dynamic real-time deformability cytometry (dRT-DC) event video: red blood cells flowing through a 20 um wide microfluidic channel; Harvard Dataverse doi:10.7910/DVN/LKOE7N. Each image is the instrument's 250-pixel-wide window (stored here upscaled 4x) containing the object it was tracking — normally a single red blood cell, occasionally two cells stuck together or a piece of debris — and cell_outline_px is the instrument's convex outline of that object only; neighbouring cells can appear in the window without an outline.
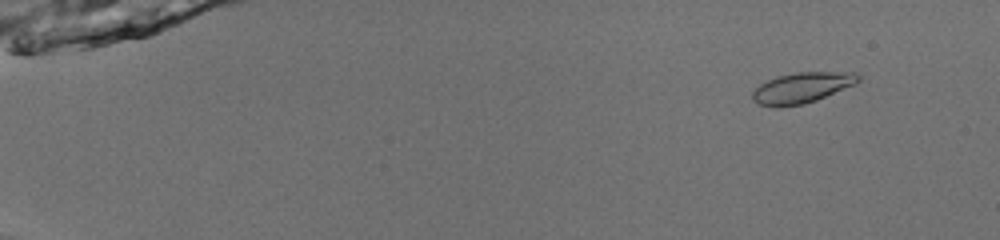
{"species": "common noctule bat (a hibernating species)", "species_latin": "Nyctalus noctula", "temperature_condition": "room temperature", "stored_images_in_passage": 53, "camera_frame_rate_fps": 3000, "um_per_image_px": 0.085, "animal": {"sex": "male", "body_mass_g": 13.0, "forearm_length_mm": 53.1}, "frame": {"image": 1, "passage_image": 6, "time_ms": 1.667, "image_size_px": [1000, 240], "cell_outline_px": [[860, 80], [856, 84], [816, 100], [804, 104], [776, 108], [756, 104], [752, 100], [752, 92], [760, 84], [768, 80], [780, 76], [796, 72], [856, 72], [860, 76]], "centroid_in_image_um": [68.15, 7.47], "position_along_channel_um": 16.8, "area_um2": 19.02}}
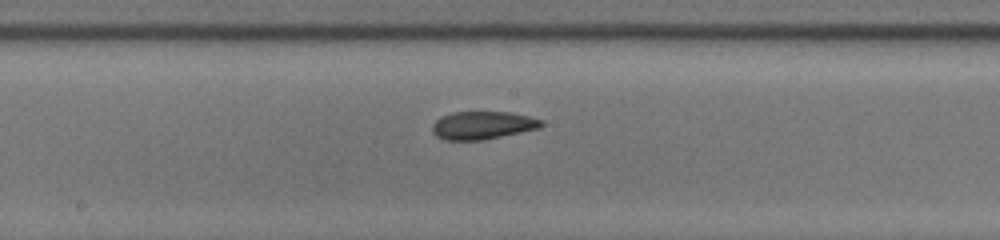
{"frame": {"image": 2, "passage_image": 31, "time_ms": 10.0, "image_size_px": [1000, 240], "cell_outline_px": [[544, 124], [540, 128], [484, 140], [444, 140], [436, 136], [432, 132], [432, 124], [440, 116], [452, 112], [512, 112], [544, 120]], "centroid_in_image_um": [41.02, 10.65], "position_along_channel_um": 207.2, "area_um2": 17.98}}
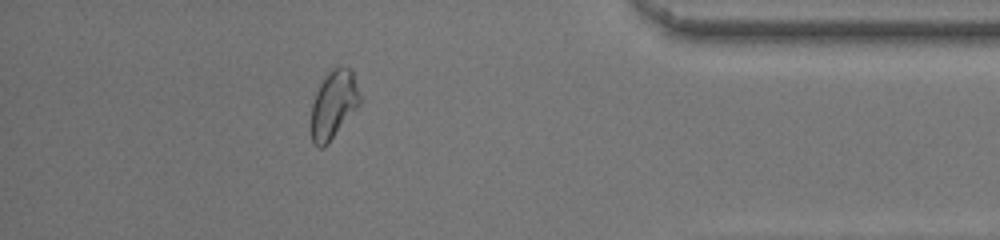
{"frame": {"image": 3, "passage_image": 48, "time_ms": 15.667, "image_size_px": [1000, 240], "cell_outline_px": [[360, 104], [328, 144], [324, 148], [320, 148], [312, 140], [312, 104], [316, 92], [320, 84], [328, 72], [332, 68], [352, 68], [360, 96]], "centroid_in_image_um": [28.37, 8.89], "position_along_channel_um": 406.8, "area_um2": 19.02}, "authors_computed_cell_mechanics": {"area_um2": 18.5538, "velocity_mm_per_s": 3.9954, "shape_relaxation_time_tau1_ms": null, "shape_relaxation_time_tau2_ms": 3.1255, "deformation_change_tau1": null, "deformation_change_tau2": 0.0322}}